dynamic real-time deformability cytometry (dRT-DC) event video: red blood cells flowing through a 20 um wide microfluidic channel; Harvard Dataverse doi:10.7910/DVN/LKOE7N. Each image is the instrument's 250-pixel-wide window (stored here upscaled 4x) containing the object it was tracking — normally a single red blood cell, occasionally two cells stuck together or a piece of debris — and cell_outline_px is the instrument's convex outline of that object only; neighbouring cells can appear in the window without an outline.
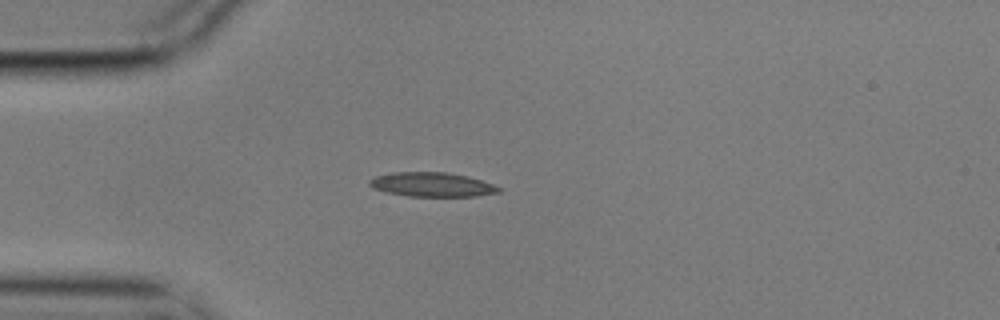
{"species": "common noctule bat (a hibernating species)", "species_latin": "Nyctalus noctula", "temperature_condition": "cold", "stored_images_in_passage": 1, "camera_frame_rate_fps": 3000, "um_per_image_px": 0.085, "animal": {"sex": "male", "body_mass_g": 17.9}, "frame": {"image": 1, "passage_image": 1, "time_ms": 0.0, "image_size_px": [1000, 320], "cell_outline_px": [[504, 188], [500, 192], [476, 196], [408, 196], [388, 192], [372, 188], [368, 184], [368, 180], [376, 176], [392, 172], [448, 172], [468, 176]], "centroid_in_image_um": [36.73, 15.68], "position_along_channel_um": 48.3, "area_um2": 18.32}}